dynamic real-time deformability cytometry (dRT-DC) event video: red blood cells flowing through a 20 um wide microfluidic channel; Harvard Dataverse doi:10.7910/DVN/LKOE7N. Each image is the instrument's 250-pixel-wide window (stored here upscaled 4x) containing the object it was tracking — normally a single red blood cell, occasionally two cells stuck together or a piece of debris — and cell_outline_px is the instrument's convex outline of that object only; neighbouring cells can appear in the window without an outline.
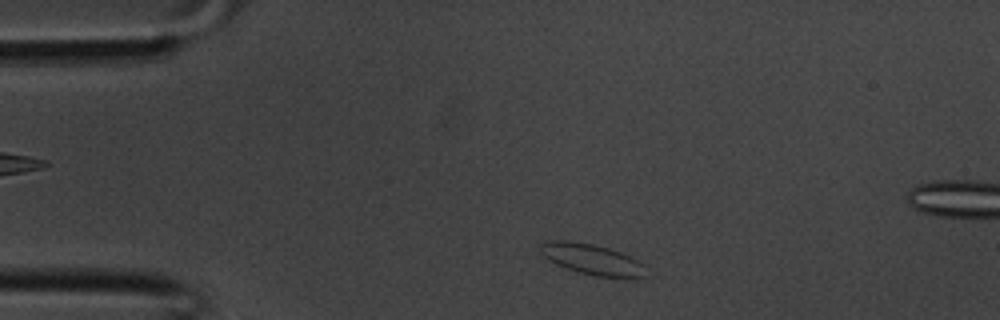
{"species": "common noctule bat (a hibernating species)", "species_latin": "Nyctalus noctula", "temperature_condition": "room temperature", "stored_images_in_passage": 31, "segment_of_instrument_passage": [1, 2], "camera_frame_rate_fps": 3000, "um_per_image_px": 0.085, "animal": {"sex": "male", "body_mass_g": 20.1, "forearm_length_mm": 53.5}, "frame": {"image": 1, "passage_image": 1, "time_ms": 0.0, "image_size_px": [1000, 320], "cell_outline_px": [[644, 276], [632, 280], [628, 280], [592, 276], [556, 264], [548, 260], [540, 252], [540, 244], [548, 240], [568, 240], [592, 244], [608, 248], [620, 252], [644, 264]], "centroid_in_image_um": [50.34, 22.07], "position_along_channel_um": 34.7, "area_um2": 19.19}}
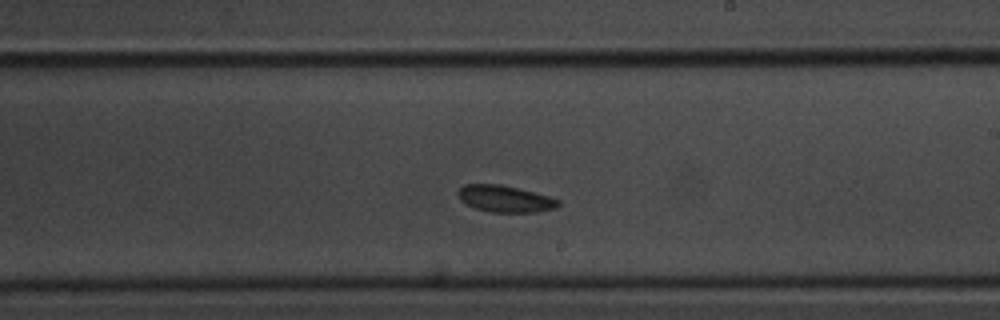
{"frame": {"image": 2, "passage_image": 15, "time_ms": 4.667, "image_size_px": [1000, 320], "cell_outline_px": [[560, 204], [556, 208], [536, 212], [488, 212], [464, 204], [460, 200], [456, 192], [464, 184], [500, 184], [520, 188], [548, 196], [560, 200]], "centroid_in_image_um": [42.9, 16.89], "position_along_channel_um": 246.1, "area_um2": 15.78}}
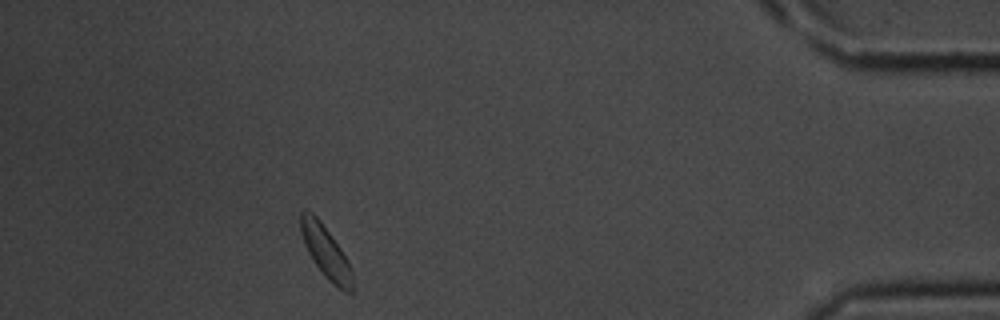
{"frame": {"image": 3, "passage_image": 27, "time_ms": 8.667, "image_size_px": [1000, 320], "cell_outline_px": [[352, 292], [344, 292], [332, 284], [324, 276], [312, 260], [304, 244], [300, 232], [300, 212], [304, 208], [308, 208], [320, 220], [340, 248], [348, 260], [352, 268]], "centroid_in_image_um": [27.66, 21.39], "position_along_channel_um": 407.5, "area_um2": 15.95}}